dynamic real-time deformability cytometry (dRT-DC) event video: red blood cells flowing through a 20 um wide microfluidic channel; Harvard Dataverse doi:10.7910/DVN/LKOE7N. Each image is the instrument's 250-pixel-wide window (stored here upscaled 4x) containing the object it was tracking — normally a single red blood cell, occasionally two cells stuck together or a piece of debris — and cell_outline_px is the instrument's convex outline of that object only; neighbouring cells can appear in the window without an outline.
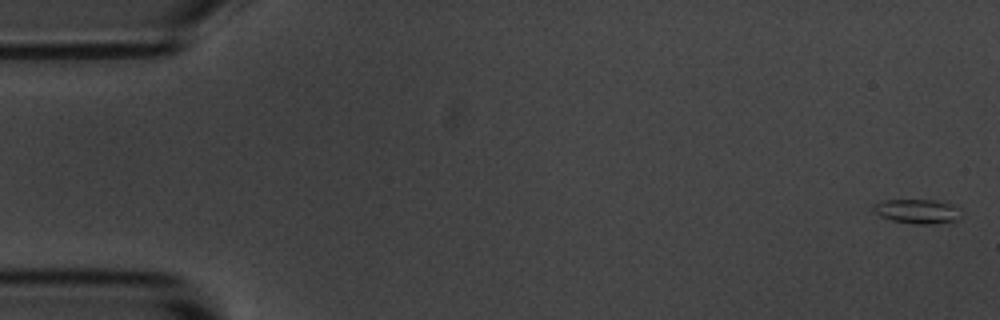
{"species": "common noctule bat (a hibernating species)", "species_latin": "Nyctalus noctula", "temperature_condition": "room temperature", "stored_images_in_passage": 6, "camera_frame_rate_fps": 3000, "um_per_image_px": 0.085, "animal": {"sex": "male", "body_mass_g": 20.1, "forearm_length_mm": 53.5}, "frame": {"image": 1, "passage_image": 1, "time_ms": 0.0, "image_size_px": [1000, 320], "cell_outline_px": [[960, 220], [932, 224], [912, 224], [892, 220], [880, 216], [872, 208], [872, 204], [884, 200], [936, 200], [960, 208]], "centroid_in_image_um": [77.98, 17.97], "position_along_channel_um": 7.0, "area_um2": 12.48}}
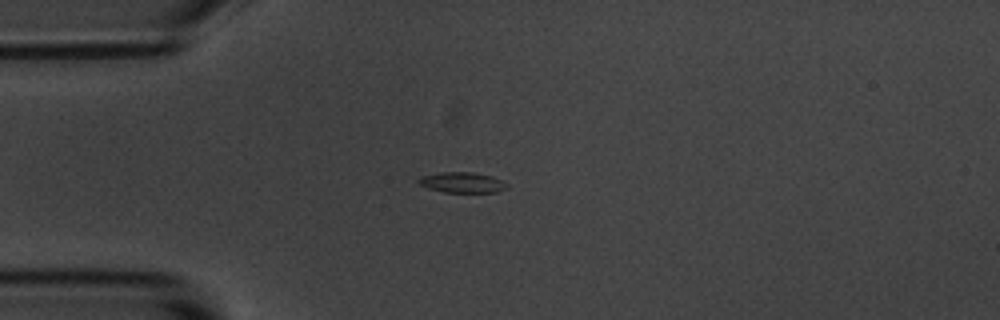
{"frame": {"image": 2, "passage_image": 4, "time_ms": 4.333, "image_size_px": [1000, 320], "cell_outline_px": [[508, 188], [496, 192], [444, 192], [428, 188], [420, 184], [416, 180], [420, 176], [440, 172], [472, 172], [492, 176], [508, 184]], "centroid_in_image_um": [39.27, 15.5], "position_along_channel_um": 45.7, "area_um2": 10.58}}
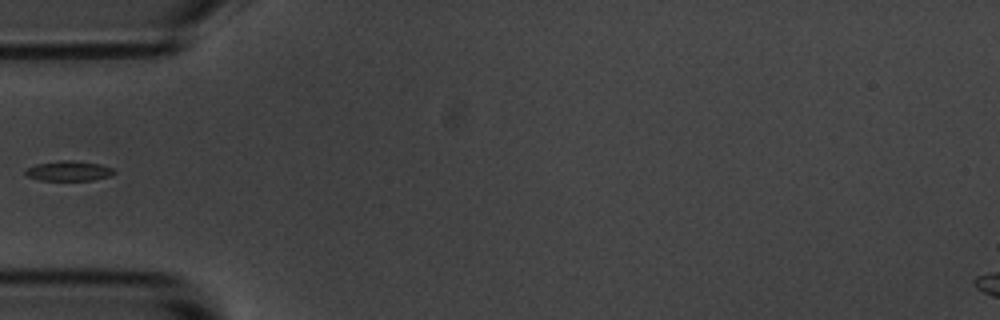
{"frame": {"image": 3, "passage_image": 5, "time_ms": 5.667, "image_size_px": [1000, 320], "cell_outline_px": [[116, 172], [112, 176], [92, 180], [40, 180], [28, 176], [24, 172], [28, 168], [36, 164], [60, 160], [72, 160], [100, 164], [112, 168]], "centroid_in_image_um": [5.88, 14.52], "position_along_channel_um": 79.1, "area_um2": 10.29}}